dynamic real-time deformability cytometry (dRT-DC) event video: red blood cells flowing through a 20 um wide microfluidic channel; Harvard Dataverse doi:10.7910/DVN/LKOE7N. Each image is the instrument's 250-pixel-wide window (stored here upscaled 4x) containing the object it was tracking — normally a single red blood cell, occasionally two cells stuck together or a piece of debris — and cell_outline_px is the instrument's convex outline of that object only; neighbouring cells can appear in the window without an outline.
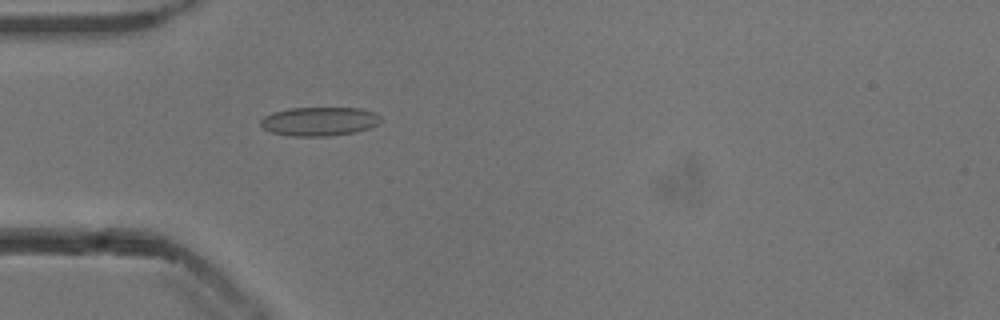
{"species": "common noctule bat (a hibernating species)", "species_latin": "Nyctalus noctula", "temperature_condition": "cold", "stored_images_in_passage": 51, "camera_frame_rate_fps": 3000, "um_per_image_px": 0.085, "animal": {"sex": "male", "body_mass_g": 13.3}, "frame": {"image": 1, "passage_image": 14, "time_ms": 4.333, "image_size_px": [1000, 320], "cell_outline_px": [[380, 120], [376, 124], [368, 128], [356, 132], [328, 136], [288, 136], [272, 132], [264, 128], [260, 124], [260, 120], [264, 116], [272, 112], [292, 108], [360, 108], [376, 112], [380, 116]], "centroid_in_image_um": [27.13, 10.31], "position_along_channel_um": 57.9, "area_um2": 20.17}}
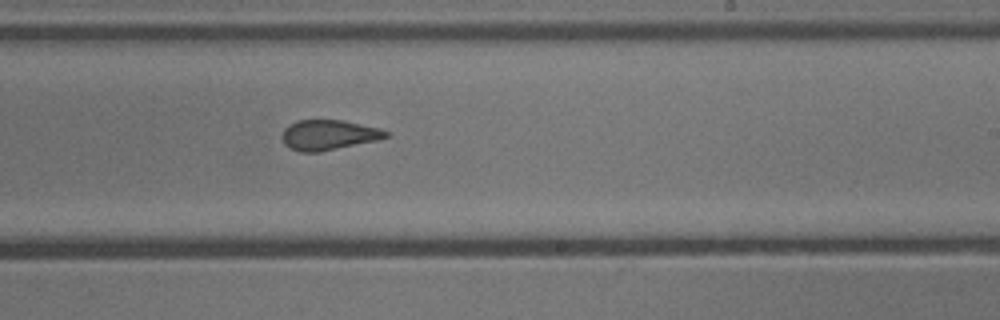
{"frame": {"image": 2, "passage_image": 30, "time_ms": 9.667, "image_size_px": [1000, 320], "cell_outline_px": [[388, 136], [376, 140], [316, 152], [300, 152], [284, 144], [284, 128], [288, 124], [296, 120], [344, 120], [380, 128], [388, 132]], "centroid_in_image_um": [27.92, 11.45], "position_along_channel_um": 261.1, "area_um2": 17.86}}
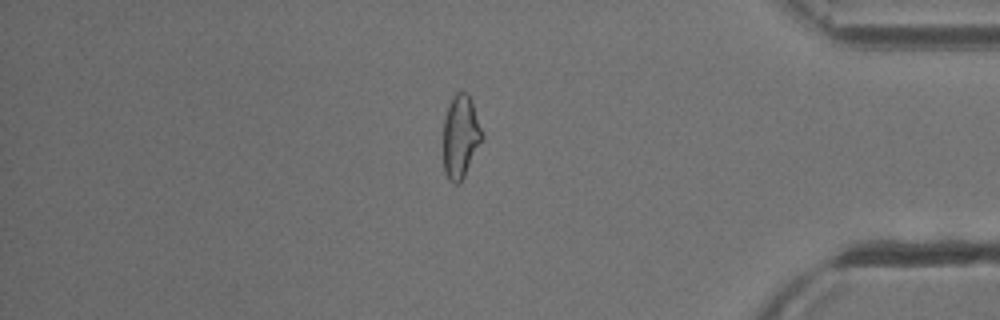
{"frame": {"image": 3, "passage_image": 43, "time_ms": 14.0, "image_size_px": [1000, 320], "cell_outline_px": [[484, 140], [460, 184], [456, 184], [448, 180], [444, 172], [440, 144], [444, 120], [448, 104], [452, 96], [456, 92], [464, 92], [472, 100], [484, 132]], "centroid_in_image_um": [39.12, 11.65], "position_along_channel_um": 396.1, "area_um2": 20.0}, "authors_computed_cell_mechanics": {"area_um2": 19.4786, "velocity_mm_per_s": 3.8714, "shape_relaxation_time_tau1_ms": 5.8522, "shape_relaxation_time_tau2_ms": 1.0078, "deformation_change_tau1": 0.1522, "deformation_change_tau2": 0.0971}}